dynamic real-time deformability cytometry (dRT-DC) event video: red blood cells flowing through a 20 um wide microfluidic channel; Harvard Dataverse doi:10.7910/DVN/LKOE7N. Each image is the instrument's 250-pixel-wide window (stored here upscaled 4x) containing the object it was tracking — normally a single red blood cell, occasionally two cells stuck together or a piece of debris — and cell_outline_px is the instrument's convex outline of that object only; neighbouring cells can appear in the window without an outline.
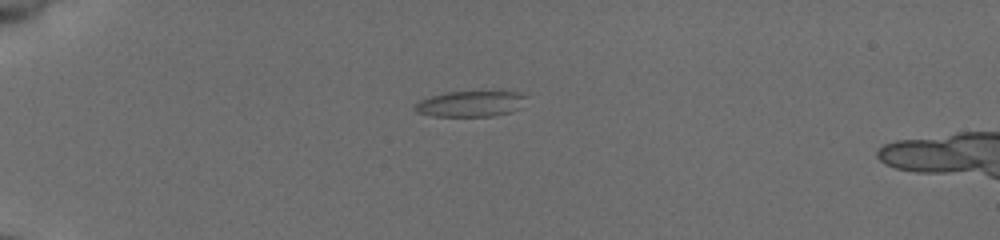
{"species": "common noctule bat (a hibernating species)", "species_latin": "Nyctalus noctula", "temperature_condition": "cold", "stored_images_in_passage": 40, "camera_frame_rate_fps": 3000, "um_per_image_px": 0.085, "animal": {"sex": "female", "body_mass_g": 19.5, "forearm_length_mm": 54.1}, "frame": {"image": 1, "passage_image": 1, "time_ms": 0.0, "image_size_px": [1000, 240], "cell_outline_px": [[524, 96], [520, 108], [512, 112], [492, 116], [432, 116], [416, 112], [412, 108], [420, 100], [432, 96], [448, 92], [520, 92]], "centroid_in_image_um": [39.95, 8.84], "position_along_channel_um": 45.0, "area_um2": 16.47}}
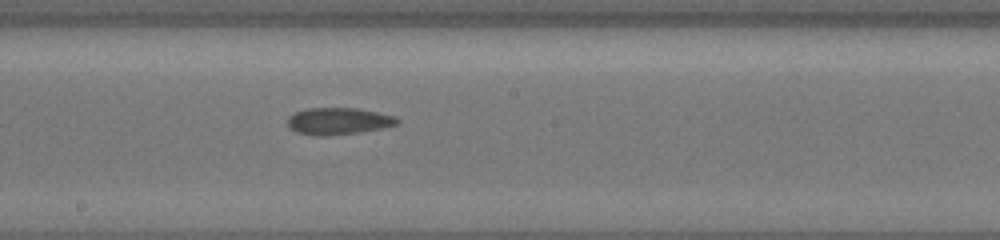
{"frame": {"image": 2, "passage_image": 18, "time_ms": 5.667, "image_size_px": [1000, 240], "cell_outline_px": [[400, 120], [396, 124], [380, 128], [356, 132], [324, 136], [316, 136], [296, 132], [288, 128], [288, 116], [296, 112], [308, 108], [356, 108], [396, 116]], "centroid_in_image_um": [28.72, 10.29], "position_along_channel_um": 219.5, "area_um2": 16.99}}
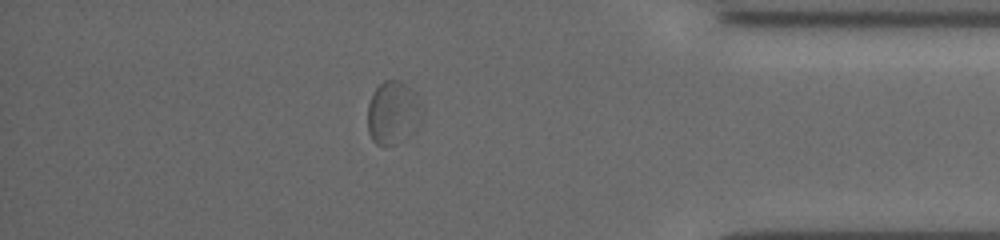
{"frame": {"image": 3, "passage_image": 34, "time_ms": 11.0, "image_size_px": [1000, 240], "cell_outline_px": [[420, 104], [396, 144], [376, 144], [372, 140], [368, 132], [368, 104], [376, 88], [384, 80], [400, 80], [416, 96]], "centroid_in_image_um": [33.2, 9.49], "position_along_channel_um": 402.0, "area_um2": 17.63}, "authors_computed_cell_mechanics": {"area_um2": 16.4441, "velocity_mm_per_s": 3.8575, "shape_relaxation_time_tau1_ms": null, "shape_relaxation_time_tau2_ms": 2.8517, "deformation_change_tau1": null, "deformation_change_tau2": 0.0658}}